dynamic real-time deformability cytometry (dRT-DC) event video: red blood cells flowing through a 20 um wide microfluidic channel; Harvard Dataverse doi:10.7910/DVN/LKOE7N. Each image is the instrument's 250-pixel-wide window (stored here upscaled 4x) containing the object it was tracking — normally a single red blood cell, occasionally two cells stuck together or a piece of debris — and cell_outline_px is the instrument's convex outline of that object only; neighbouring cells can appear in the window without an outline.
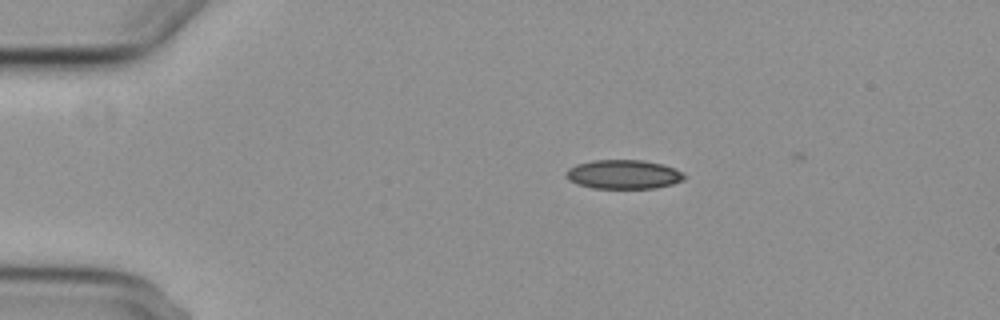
{"species": "common noctule bat (a hibernating species)", "species_latin": "Nyctalus noctula", "temperature_condition": "cold", "stored_images_in_passage": 4, "camera_frame_rate_fps": 3000, "um_per_image_px": 0.085, "animal": {"sex": "female", "body_mass_g": 29.2, "forearm_length_mm": 56.3}, "frame": {"image": 1, "passage_image": 1, "time_ms": 0.0, "image_size_px": [1000, 320], "cell_outline_px": [[684, 180], [672, 184], [656, 188], [592, 188], [576, 184], [568, 180], [564, 176], [564, 172], [568, 168], [576, 164], [592, 160], [644, 160], [660, 164], [672, 168], [680, 172], [684, 176]], "centroid_in_image_um": [52.91, 14.82], "position_along_channel_um": 32.1, "area_um2": 20.06}}
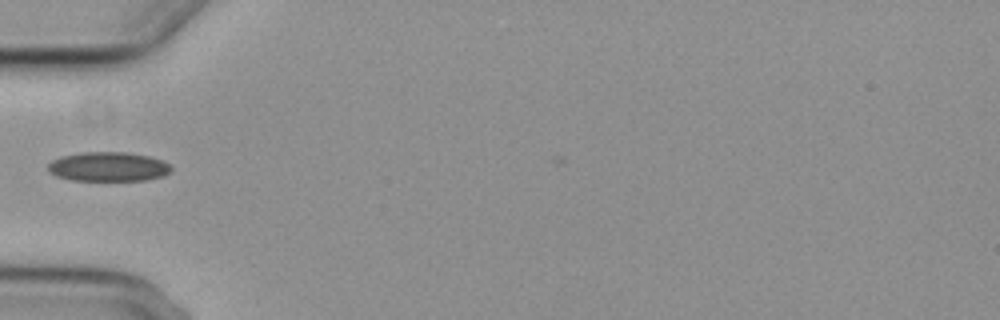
{"frame": {"image": 2, "passage_image": 3, "time_ms": 2.667, "image_size_px": [1000, 320], "cell_outline_px": [[172, 168], [168, 172], [160, 176], [144, 180], [72, 180], [56, 176], [48, 172], [48, 164], [52, 160], [60, 156], [80, 152], [128, 152], [148, 156], [160, 160], [168, 164]], "centroid_in_image_um": [9.13, 14.16], "position_along_channel_um": 75.9, "area_um2": 20.92}}
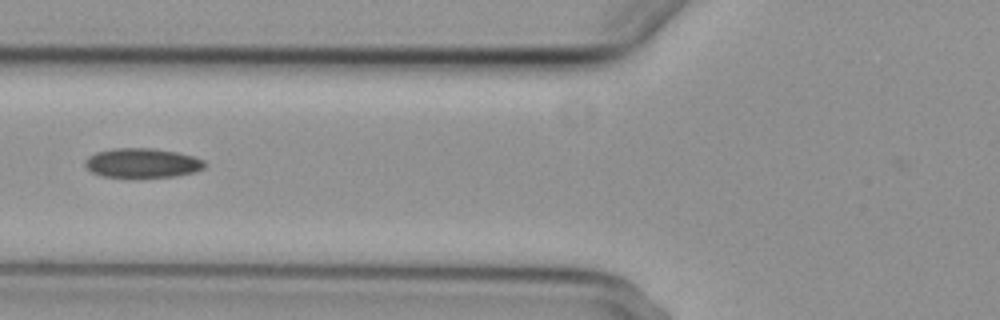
{"frame": {"image": 3, "passage_image": 4, "time_ms": 3.667, "image_size_px": [1000, 320], "cell_outline_px": [[208, 164], [204, 168], [196, 172], [176, 176], [132, 180], [128, 180], [100, 176], [92, 172], [84, 164], [84, 160], [88, 156], [96, 152], [116, 148], [152, 148], [176, 152], [196, 156], [204, 160]], "centroid_in_image_um": [12.1, 13.9], "position_along_channel_um": 113.7, "area_um2": 21.62}}